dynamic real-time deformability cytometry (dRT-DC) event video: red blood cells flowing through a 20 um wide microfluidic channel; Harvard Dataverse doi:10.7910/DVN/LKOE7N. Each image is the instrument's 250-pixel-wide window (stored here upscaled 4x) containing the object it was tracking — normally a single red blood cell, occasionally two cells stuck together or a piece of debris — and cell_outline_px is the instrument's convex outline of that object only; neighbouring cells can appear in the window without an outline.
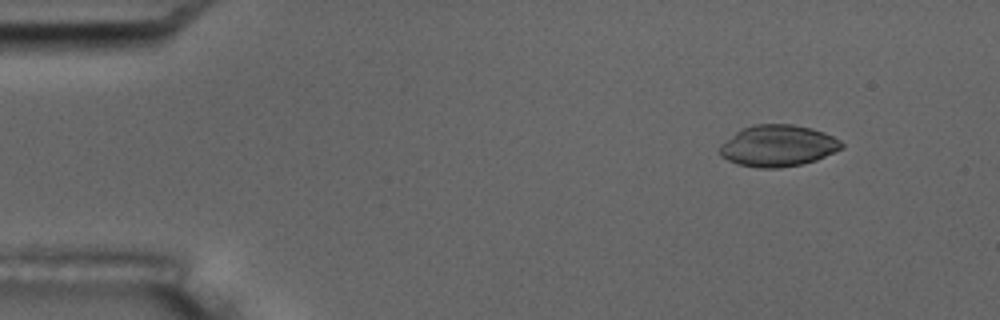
{"species": "common noctule bat (a hibernating species)", "species_latin": "Nyctalus noctula", "temperature_condition": "room temperature", "stored_images_in_passage": 6, "segment_of_instrument_passage": [1, 2], "camera_frame_rate_fps": 3000, "um_per_image_px": 0.085, "animal": {"sex": "male", "body_mass_g": 17.5, "forearm_length_mm": 52.3}, "frame": {"image": 1, "passage_image": 2, "time_ms": 1.333, "image_size_px": [1000, 320], "cell_outline_px": [[844, 148], [816, 160], [800, 164], [780, 168], [760, 168], [736, 164], [720, 156], [720, 144], [736, 132], [752, 124], [792, 124], [812, 128], [824, 132], [840, 140], [844, 144]], "centroid_in_image_um": [66.13, 12.39], "position_along_channel_um": 18.9, "area_um2": 29.54}}